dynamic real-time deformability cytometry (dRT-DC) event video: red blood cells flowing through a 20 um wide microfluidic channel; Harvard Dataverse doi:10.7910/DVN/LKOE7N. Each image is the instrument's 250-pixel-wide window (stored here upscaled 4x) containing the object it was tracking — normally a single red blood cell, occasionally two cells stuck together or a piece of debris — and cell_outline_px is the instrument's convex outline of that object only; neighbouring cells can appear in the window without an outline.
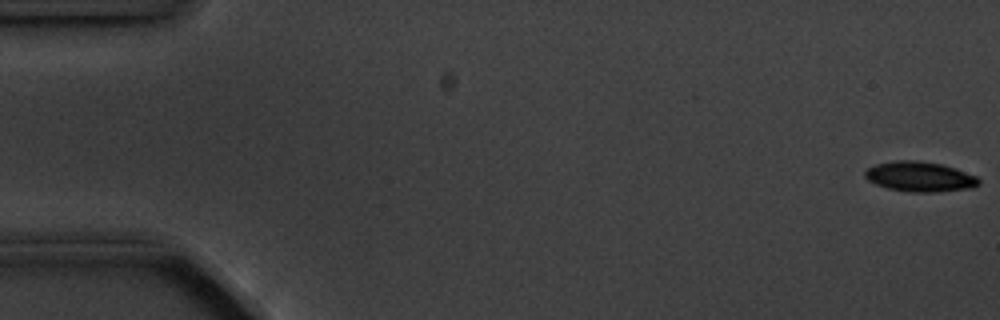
{"species": "common noctule bat (a hibernating species)", "species_latin": "Nyctalus noctula", "temperature_condition": "cold", "stored_images_in_passage": 5, "camera_frame_rate_fps": 3000, "um_per_image_px": 0.085, "animal": {"sex": "male", "body_mass_g": 20.1, "forearm_length_mm": 53.5}, "frame": {"image": 1, "passage_image": 1, "time_ms": 0.0, "image_size_px": [1000, 320], "cell_outline_px": [[980, 184], [972, 188], [936, 192], [912, 192], [888, 188], [876, 184], [868, 180], [864, 176], [864, 172], [868, 168], [876, 164], [896, 160], [916, 160], [940, 164], [976, 176], [980, 180]], "centroid_in_image_um": [78.17, 15.02], "position_along_channel_um": 6.8, "area_um2": 19.71}}
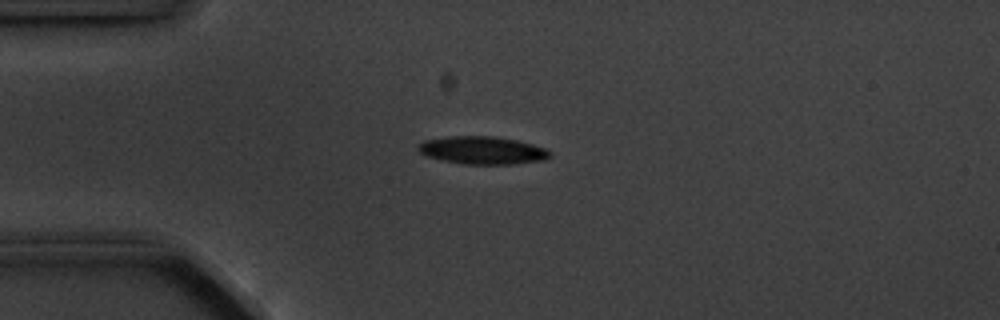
{"frame": {"image": 2, "passage_image": 4, "time_ms": 4.333, "image_size_px": [1000, 320], "cell_outline_px": [[552, 156], [544, 160], [512, 164], [464, 164], [424, 156], [416, 148], [416, 144], [424, 140], [448, 136], [492, 136], [520, 140], [544, 148]], "centroid_in_image_um": [40.96, 12.77], "position_along_channel_um": 44.0, "area_um2": 21.44}}
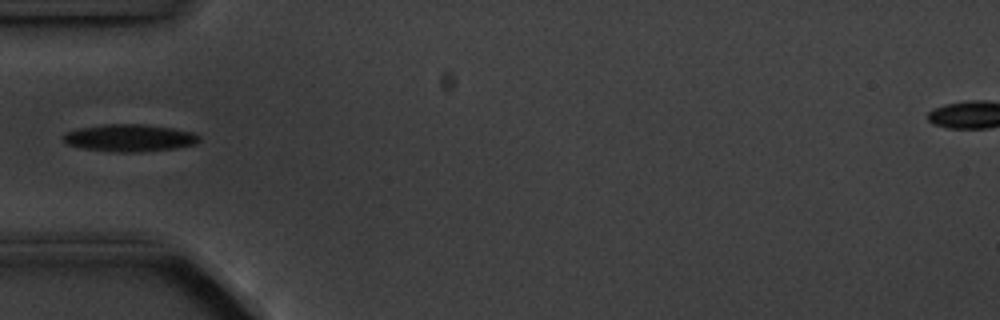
{"frame": {"image": 3, "passage_image": 5, "time_ms": 5.667, "image_size_px": [1000, 320], "cell_outline_px": [[200, 140], [196, 144], [176, 148], [140, 152], [116, 152], [84, 148], [64, 144], [60, 136], [64, 132], [76, 128], [100, 124], [144, 124], [172, 128], [192, 132], [200, 136]], "centroid_in_image_um": [10.94, 11.71], "position_along_channel_um": 74.1, "area_um2": 21.96}}